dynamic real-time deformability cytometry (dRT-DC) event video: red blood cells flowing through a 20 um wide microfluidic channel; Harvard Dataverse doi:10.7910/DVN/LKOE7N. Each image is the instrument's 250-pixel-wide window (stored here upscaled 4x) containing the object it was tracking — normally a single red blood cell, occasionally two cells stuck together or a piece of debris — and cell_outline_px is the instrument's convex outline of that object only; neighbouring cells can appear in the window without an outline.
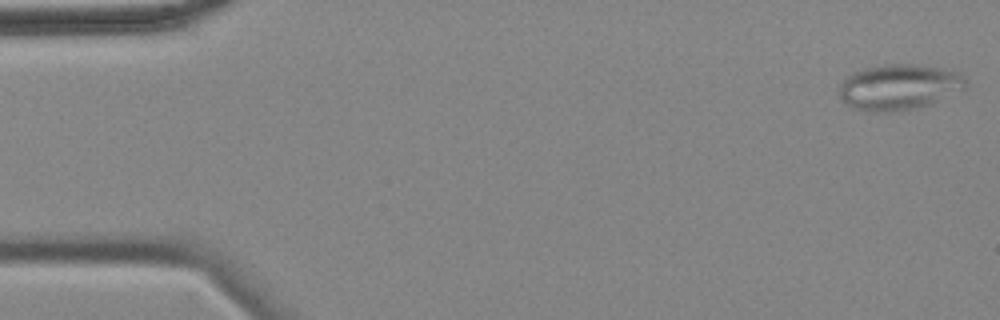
{"species": "common noctule bat (a hibernating species)", "species_latin": "Nyctalus noctula", "temperature_condition": "cold", "stored_images_in_passage": 56, "camera_frame_rate_fps": 3000, "um_per_image_px": 0.085, "animal": {"sex": "female", "body_mass_g": 18.4}, "frame": {"image": 1, "passage_image": 1, "time_ms": 0.0, "image_size_px": [1000, 320], "cell_outline_px": [[968, 84], [964, 88], [928, 104], [916, 108], [892, 112], [868, 112], [856, 108], [848, 104], [840, 96], [840, 84], [848, 76], [856, 72], [868, 68], [888, 64], [912, 64], [940, 68], [956, 72]], "centroid_in_image_um": [76.39, 7.41], "position_along_channel_um": 8.6, "area_um2": 32.77}}
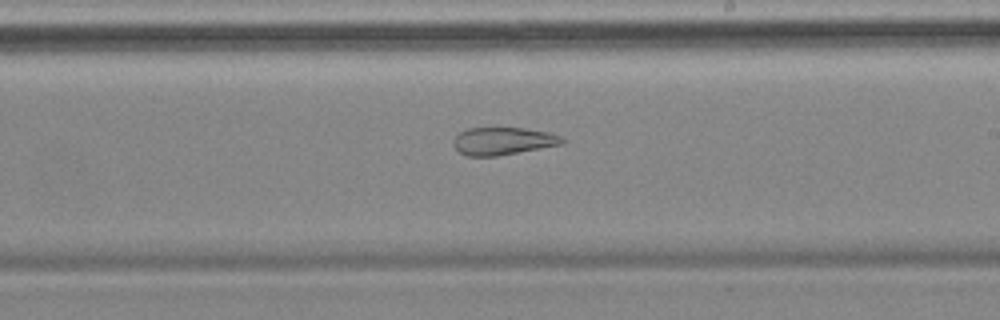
{"frame": {"image": 2, "passage_image": 32, "time_ms": 10.333, "image_size_px": [1000, 320], "cell_outline_px": [[564, 144], [496, 156], [468, 156], [460, 152], [452, 144], [452, 140], [460, 132], [468, 128], [524, 128], [548, 132], [560, 136], [564, 140]], "centroid_in_image_um": [42.74, 11.99], "position_along_channel_um": 246.3, "area_um2": 17.4}}
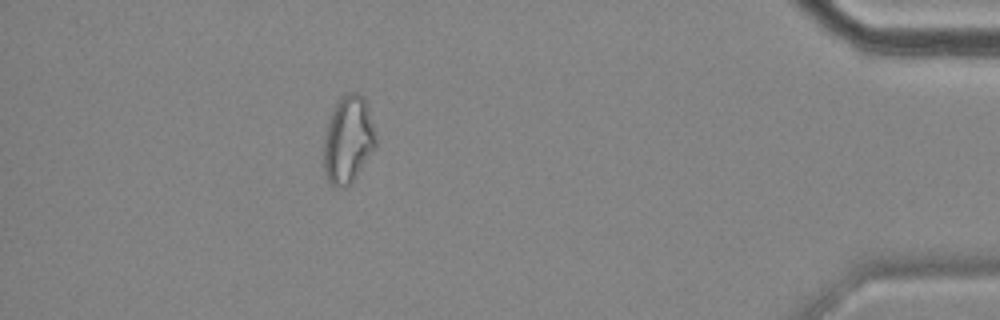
{"frame": {"image": 3, "passage_image": 50, "time_ms": 16.333, "image_size_px": [1000, 320], "cell_outline_px": [[376, 148], [352, 184], [348, 188], [340, 188], [328, 184], [324, 172], [324, 136], [332, 108], [340, 96], [348, 92], [356, 92], [364, 96], [372, 124], [376, 140]], "centroid_in_image_um": [29.57, 11.92], "position_along_channel_um": 405.6, "area_um2": 26.99}, "authors_computed_cell_mechanics": {"area_um2": 25.3164, "velocity_mm_per_s": 3.5049, "shape_relaxation_time_tau1_ms": null, "shape_relaxation_time_tau2_ms": 3.7272, "deformation_change_tau1": null, "deformation_change_tau2": 0.1251}}